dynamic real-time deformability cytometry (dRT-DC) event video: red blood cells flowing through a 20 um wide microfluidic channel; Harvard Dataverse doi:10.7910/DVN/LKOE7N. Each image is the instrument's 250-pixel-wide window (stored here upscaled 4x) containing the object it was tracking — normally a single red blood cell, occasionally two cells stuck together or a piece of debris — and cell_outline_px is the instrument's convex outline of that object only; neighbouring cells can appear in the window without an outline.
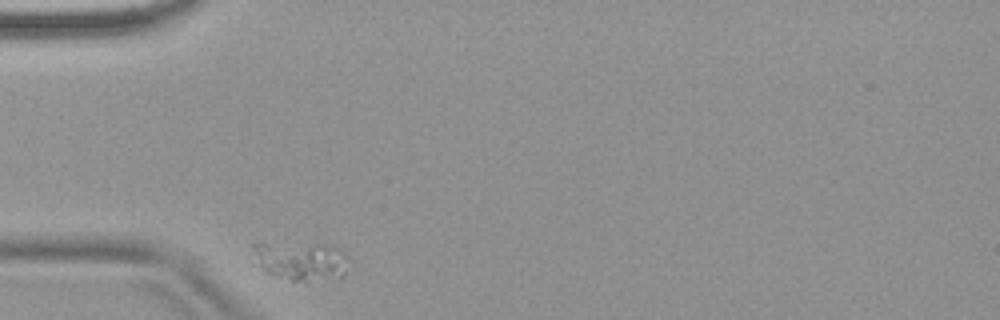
{"species": "common noctule bat (a hibernating species)", "species_latin": "Nyctalus noctula", "temperature_condition": "warm", "stored_images_in_passage": 1, "camera_frame_rate_fps": 3000, "um_per_image_px": 0.085, "animal": {"sex": "female", "body_mass_g": 18.4}, "frame": {"image": 1, "passage_image": 1, "time_ms": 0.0, "image_size_px": [1000, 320], "cell_outline_px": [[344, 276], [340, 280], [292, 280], [264, 272], [252, 248], [252, 244], [256, 240], [328, 244], [340, 248], [344, 252]], "centroid_in_image_um": [25.54, 22.11], "position_along_channel_um": 59.5, "area_um2": 22.08}}